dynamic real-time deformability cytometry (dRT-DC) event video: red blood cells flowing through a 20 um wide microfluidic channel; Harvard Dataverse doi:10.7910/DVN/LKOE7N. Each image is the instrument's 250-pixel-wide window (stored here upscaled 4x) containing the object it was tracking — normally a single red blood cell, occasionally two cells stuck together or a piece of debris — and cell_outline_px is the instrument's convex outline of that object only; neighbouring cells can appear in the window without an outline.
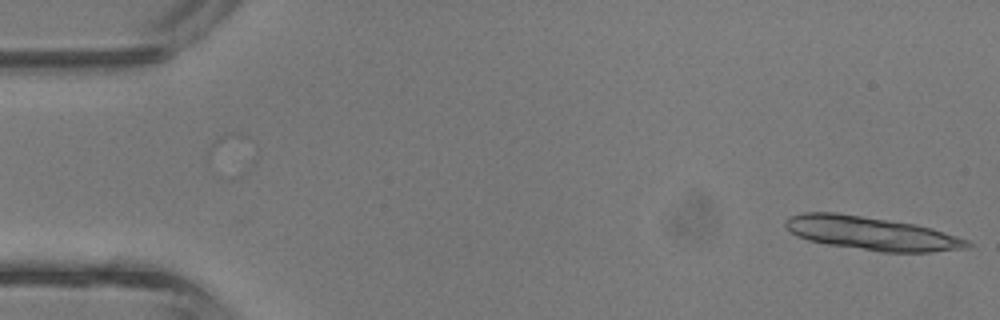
{"species": "common noctule bat (a hibernating species)", "species_latin": "Nyctalus noctula", "temperature_condition": "room temperature", "stored_images_in_passage": 7, "camera_frame_rate_fps": 3000, "um_per_image_px": 0.085, "animal": {"sex": "male", "body_mass_g": 13.3}, "frame": {"image": 1, "passage_image": 7, "time_ms": 2.0, "image_size_px": [1000, 320], "cell_outline_px": [[972, 244], [968, 248], [928, 252], [880, 252], [828, 244], [808, 240], [796, 236], [784, 228], [784, 220], [788, 216], [804, 212], [836, 212], [916, 224], [932, 228], [968, 240]], "centroid_in_image_um": [74.01, 19.82], "position_along_channel_um": 11.0, "area_um2": 35.6}}